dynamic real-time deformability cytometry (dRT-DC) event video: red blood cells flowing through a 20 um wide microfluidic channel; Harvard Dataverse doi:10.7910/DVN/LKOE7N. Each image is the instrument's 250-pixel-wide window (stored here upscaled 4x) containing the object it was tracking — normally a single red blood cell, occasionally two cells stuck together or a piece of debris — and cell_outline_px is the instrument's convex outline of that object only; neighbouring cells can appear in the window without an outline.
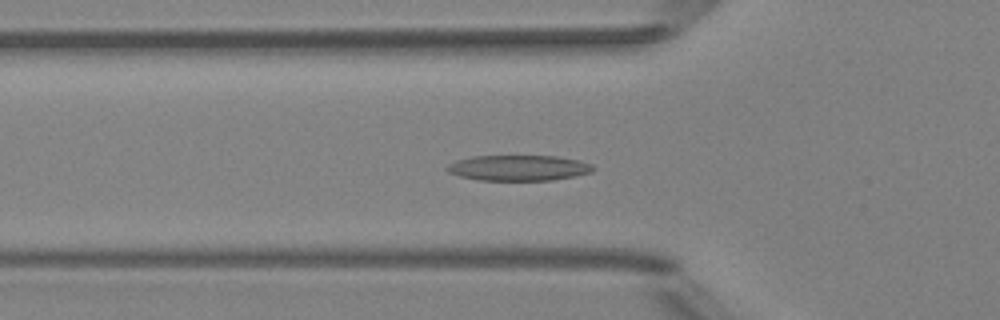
{"species": "Egyptian fruit bat (a non-hibernating species)", "species_latin": "Rousettus aegyptiacus", "temperature_condition": "room temperature", "stored_images_in_passage": 48, "camera_frame_rate_fps": 3000, "um_per_image_px": 0.085, "animal": {"sex": "female"}, "frame": {"image": 1, "passage_image": 17, "time_ms": 5.333, "image_size_px": [1000, 320], "cell_outline_px": [[596, 168], [592, 172], [552, 180], [480, 180], [460, 176], [448, 172], [444, 168], [448, 164], [456, 160], [472, 156], [556, 156], [580, 160], [592, 164]], "centroid_in_image_um": [44.07, 14.26], "position_along_channel_um": 81.7, "area_um2": 21.79}}
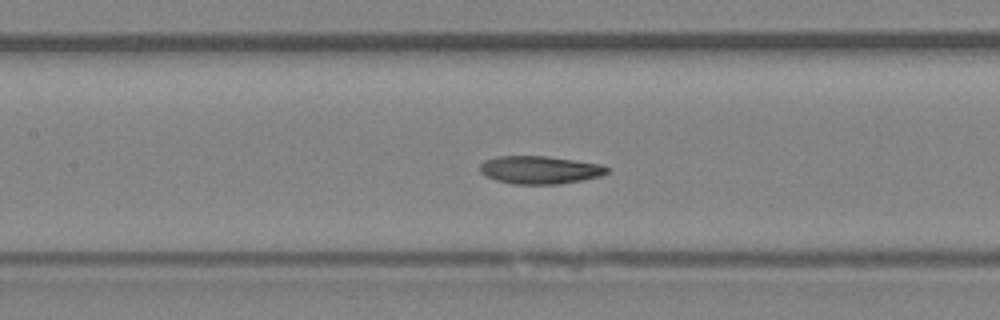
{"frame": {"image": 2, "passage_image": 23, "time_ms": 7.333, "image_size_px": [1000, 320], "cell_outline_px": [[608, 172], [600, 176], [560, 184], [512, 184], [496, 180], [480, 172], [480, 164], [484, 160], [496, 156], [544, 156], [600, 164], [608, 168]], "centroid_in_image_um": [45.84, 14.44], "position_along_channel_um": 161.6, "area_um2": 20.46}}
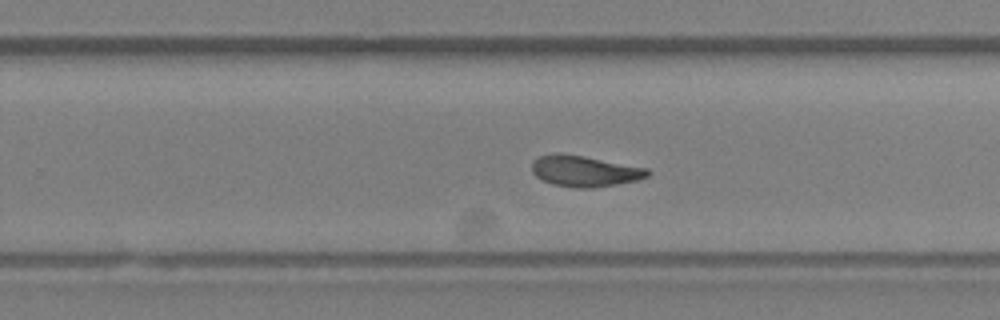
{"frame": {"image": 3, "passage_image": 32, "time_ms": 10.333, "image_size_px": [1000, 320], "cell_outline_px": [[652, 172], [648, 176], [636, 180], [616, 184], [592, 188], [576, 188], [552, 184], [536, 176], [532, 172], [532, 160], [540, 156], [552, 152], [560, 152], [584, 156], [648, 168]], "centroid_in_image_um": [49.67, 14.53], "position_along_channel_um": 280.1, "area_um2": 21.04}, "authors_computed_cell_mechanics": {"area_um2": 20.7213, "velocity_mm_per_s": 3.9758, "shape_relaxation_time_tau1_ms": 10.2643, "shape_relaxation_time_tau2_ms": 3.0227, "deformation_change_tau1": 0.2814, "deformation_change_tau2": 0.1074}}